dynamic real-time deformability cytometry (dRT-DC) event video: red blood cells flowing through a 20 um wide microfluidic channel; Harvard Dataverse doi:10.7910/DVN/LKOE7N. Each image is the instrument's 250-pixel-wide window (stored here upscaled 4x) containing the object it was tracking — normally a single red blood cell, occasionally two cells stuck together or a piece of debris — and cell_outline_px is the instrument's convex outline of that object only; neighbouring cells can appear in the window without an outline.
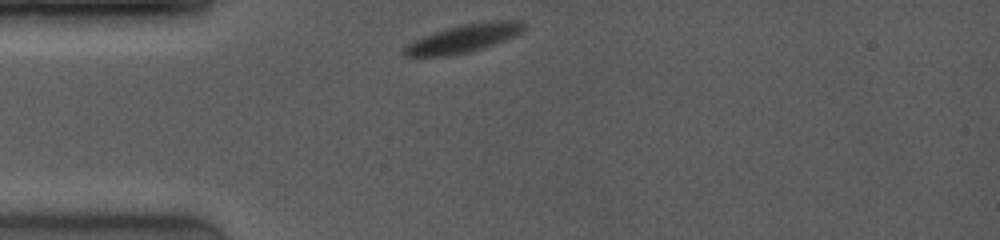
{"species": "common noctule bat (a hibernating species)", "species_latin": "Nyctalus noctula", "temperature_condition": "room temperature", "stored_images_in_passage": 45, "camera_frame_rate_fps": 4000, "um_per_image_px": 0.085, "animal": {"sex": "female", "body_mass_g": 19.0, "forearm_length_mm": 53.3}, "frame": {"image": 1, "passage_image": 1, "time_ms": 0.0, "image_size_px": [1000, 240], "cell_outline_px": [[524, 28], [516, 36], [468, 52], [448, 56], [412, 60], [404, 56], [404, 48], [408, 44], [424, 36], [460, 24], [500, 20], [520, 20], [524, 24]], "centroid_in_image_um": [39.31, 3.31], "position_along_channel_um": 45.7, "area_um2": 19.71}}
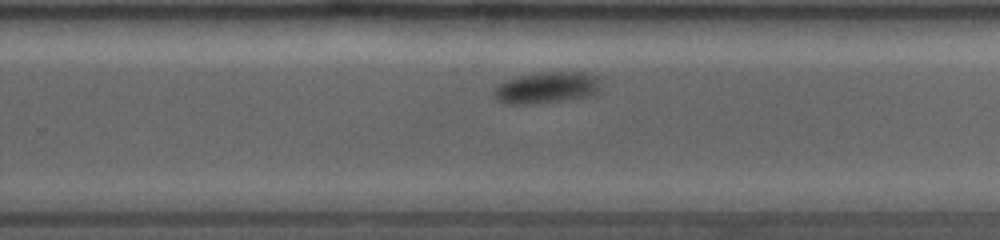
{"frame": {"image": 2, "passage_image": 28, "time_ms": 6.75, "image_size_px": [1000, 240], "cell_outline_px": [[600, 84], [596, 92], [592, 96], [532, 104], [504, 104], [496, 100], [492, 92], [500, 84], [508, 80], [520, 76], [544, 72], [584, 72], [596, 76], [600, 80]], "centroid_in_image_um": [46.46, 7.46], "position_along_channel_um": 283.3, "area_um2": 19.42}}
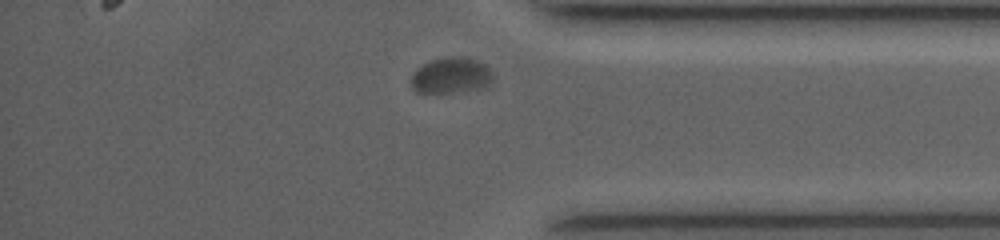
{"frame": {"image": 3, "passage_image": 41, "time_ms": 9.75, "image_size_px": [1000, 240], "cell_outline_px": [[492, 84], [488, 88], [460, 92], [416, 92], [412, 88], [412, 76], [416, 68], [432, 60], [452, 56], [460, 56], [476, 60], [484, 64], [492, 72]], "centroid_in_image_um": [38.39, 6.43], "position_along_channel_um": 396.8, "area_um2": 17.22}, "authors_computed_cell_mechanics": {"area_um2": 19.941, "velocity_mm_per_s": 3.8016, "shape_relaxation_time_tau1_ms": 3.6661, "shape_relaxation_time_tau2_ms": null, "deformation_change_tau1": 0.109, "deformation_change_tau2": null}}